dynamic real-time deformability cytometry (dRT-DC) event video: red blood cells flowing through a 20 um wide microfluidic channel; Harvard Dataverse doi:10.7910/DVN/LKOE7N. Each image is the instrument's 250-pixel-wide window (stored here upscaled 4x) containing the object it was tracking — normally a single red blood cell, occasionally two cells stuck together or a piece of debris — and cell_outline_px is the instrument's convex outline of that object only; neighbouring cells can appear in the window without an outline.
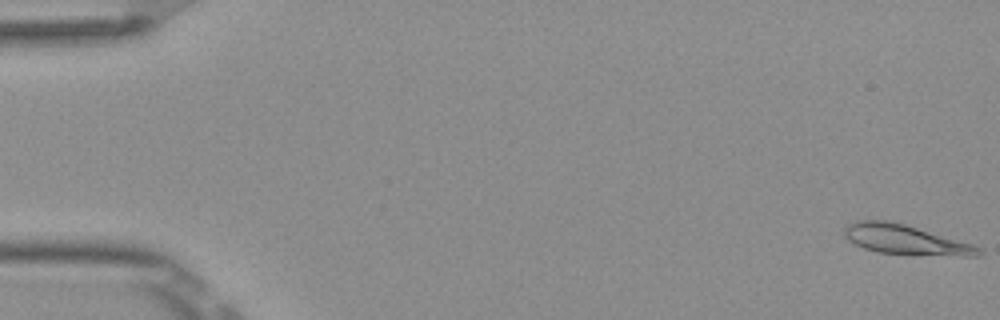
{"species": "Egyptian fruit bat (a non-hibernating species)", "species_latin": "Rousettus aegyptiacus", "temperature_condition": "room temperature", "stored_images_in_passage": 53, "camera_frame_rate_fps": 3000, "um_per_image_px": 0.085, "frame": {"image": 1, "passage_image": 1, "time_ms": 0.0, "image_size_px": [1000, 320], "cell_outline_px": [[984, 252], [980, 256], [960, 256], [876, 252], [864, 248], [848, 240], [844, 236], [844, 228], [848, 224], [856, 220], [892, 220], [972, 244], [980, 248]], "centroid_in_image_um": [76.95, 20.35], "position_along_channel_um": 8.1, "area_um2": 23.12}}
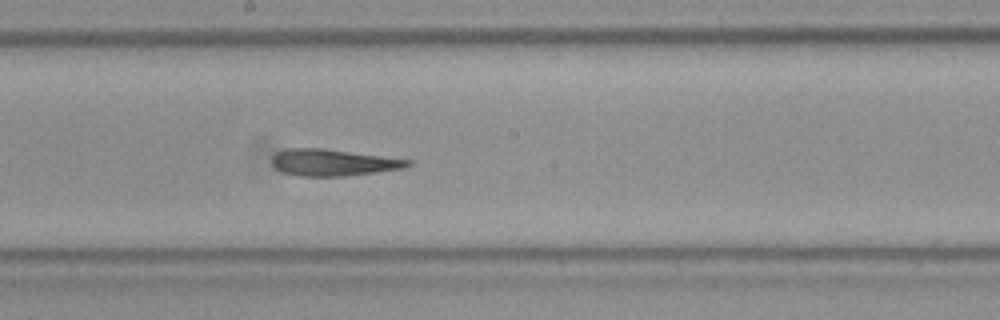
{"frame": {"image": 2, "passage_image": 29, "time_ms": 9.333, "image_size_px": [1000, 320], "cell_outline_px": [[412, 164], [404, 168], [344, 176], [300, 176], [284, 172], [276, 168], [272, 164], [272, 156], [276, 152], [284, 148], [324, 148], [412, 160]], "centroid_in_image_um": [28.29, 13.8], "position_along_channel_um": 219.9, "area_um2": 21.04}}
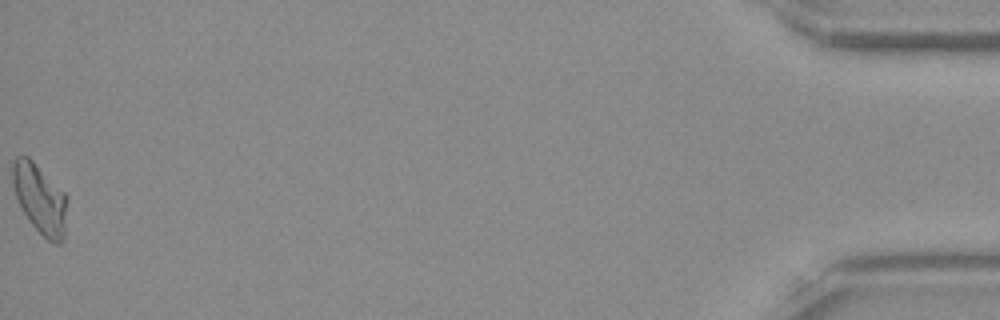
{"frame": {"image": 3, "passage_image": 53, "time_ms": 17.333, "image_size_px": [1000, 320], "cell_outline_px": [[68, 200], [64, 240], [60, 244], [56, 244], [48, 240], [28, 220], [16, 196], [12, 184], [12, 160], [16, 156], [28, 156], [68, 196]], "centroid_in_image_um": [3.41, 16.9], "position_along_channel_um": 431.8, "area_um2": 22.2}, "authors_computed_cell_mechanics": {"area_um2": 21.7906, "velocity_mm_per_s": 3.8775, "shape_relaxation_time_tau1_ms": null, "shape_relaxation_time_tau2_ms": 4.1789, "deformation_change_tau1": null, "deformation_change_tau2": 0.1315}}